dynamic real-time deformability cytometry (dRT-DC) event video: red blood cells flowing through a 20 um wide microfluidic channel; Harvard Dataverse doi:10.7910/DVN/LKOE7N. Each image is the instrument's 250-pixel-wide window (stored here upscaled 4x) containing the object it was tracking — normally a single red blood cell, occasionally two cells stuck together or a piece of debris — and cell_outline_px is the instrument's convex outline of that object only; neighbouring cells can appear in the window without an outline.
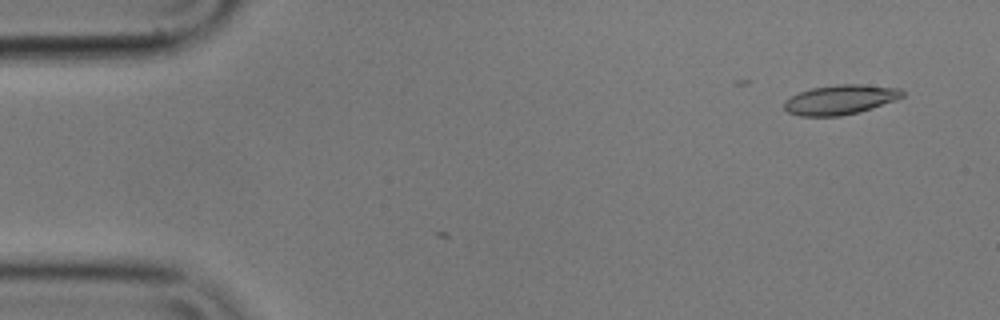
{"species": "common noctule bat (a hibernating species)", "species_latin": "Nyctalus noctula", "temperature_condition": "cold", "stored_images_in_passage": 18, "camera_frame_rate_fps": 3000, "um_per_image_px": 0.085, "animal": {"sex": "male", "body_mass_g": 17.9}, "frame": {"image": 1, "passage_image": 1, "time_ms": 0.0, "image_size_px": [1000, 320], "cell_outline_px": [[904, 96], [896, 100], [860, 112], [840, 116], [800, 116], [788, 112], [784, 108], [784, 100], [800, 92], [812, 88], [840, 84], [860, 84], [900, 88], [904, 92]], "centroid_in_image_um": [71.44, 8.47], "position_along_channel_um": 13.6, "area_um2": 20.4}}
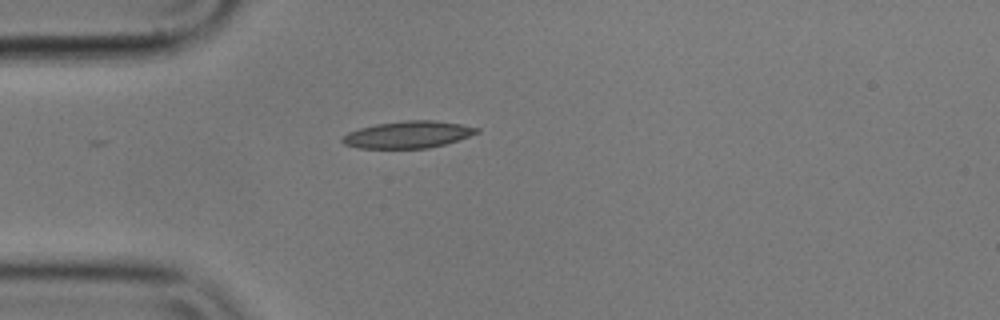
{"frame": {"image": 2, "passage_image": 12, "time_ms": 3.667, "image_size_px": [1000, 320], "cell_outline_px": [[480, 132], [444, 144], [428, 148], [356, 148], [344, 144], [340, 140], [340, 136], [348, 132], [360, 128], [376, 124], [408, 120], [432, 120], [460, 124], [480, 128]], "centroid_in_image_um": [34.63, 11.44], "position_along_channel_um": 50.4, "area_um2": 21.04}}